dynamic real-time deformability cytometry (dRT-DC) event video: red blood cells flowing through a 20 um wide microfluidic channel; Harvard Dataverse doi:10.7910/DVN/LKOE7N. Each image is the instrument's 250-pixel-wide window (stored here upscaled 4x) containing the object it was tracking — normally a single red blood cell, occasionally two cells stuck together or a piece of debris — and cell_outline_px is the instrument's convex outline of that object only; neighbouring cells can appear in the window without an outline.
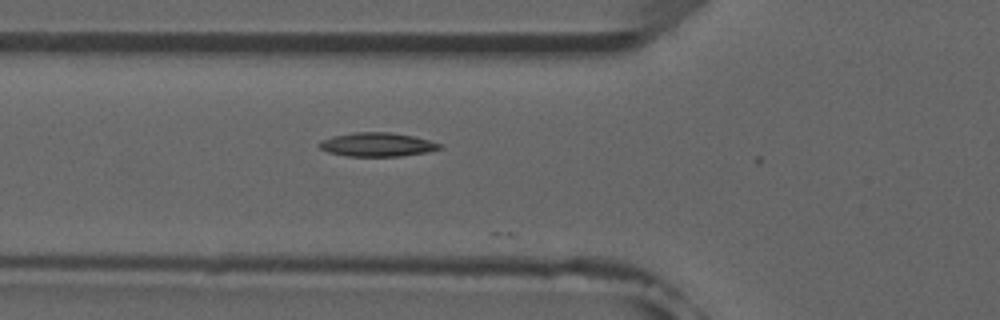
{"species": "common noctule bat (a hibernating species)", "species_latin": "Nyctalus noctula", "temperature_condition": "room temperature", "stored_images_in_passage": 10, "camera_frame_rate_fps": 3000, "um_per_image_px": 0.085, "animal": {"sex": "male", "forearm_length_mm": 52.5}, "frame": {"image": 1, "passage_image": 9, "time_ms": 2.667, "image_size_px": [1000, 320], "cell_outline_px": [[440, 148], [424, 152], [400, 156], [348, 156], [328, 152], [320, 148], [320, 140], [332, 136], [356, 132], [388, 132], [412, 136], [428, 140], [440, 144]], "centroid_in_image_um": [32.0, 12.28], "position_along_channel_um": 93.8, "area_um2": 16.36}}